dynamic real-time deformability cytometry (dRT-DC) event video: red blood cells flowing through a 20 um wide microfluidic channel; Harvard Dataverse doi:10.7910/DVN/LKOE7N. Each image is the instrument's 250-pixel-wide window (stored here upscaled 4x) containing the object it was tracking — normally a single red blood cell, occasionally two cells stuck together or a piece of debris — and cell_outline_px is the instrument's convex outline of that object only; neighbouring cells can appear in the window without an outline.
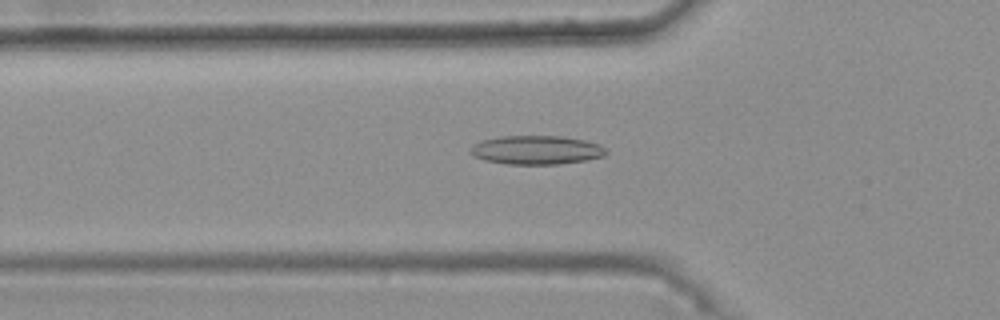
{"species": "common noctule bat (a hibernating species)", "species_latin": "Nyctalus noctula", "temperature_condition": "warm", "stored_images_in_passage": 41, "camera_frame_rate_fps": 3000, "um_per_image_px": 0.085, "animal": {"sex": "female", "body_mass_g": 25.1}, "frame": {"image": 1, "passage_image": 12, "time_ms": 3.667, "image_size_px": [1000, 320], "cell_outline_px": [[608, 152], [604, 156], [584, 160], [560, 164], [504, 164], [484, 160], [472, 156], [468, 152], [472, 144], [480, 140], [500, 136], [560, 136], [584, 140], [600, 144]], "centroid_in_image_um": [45.53, 12.75], "position_along_channel_um": 80.3, "area_um2": 23.0}}
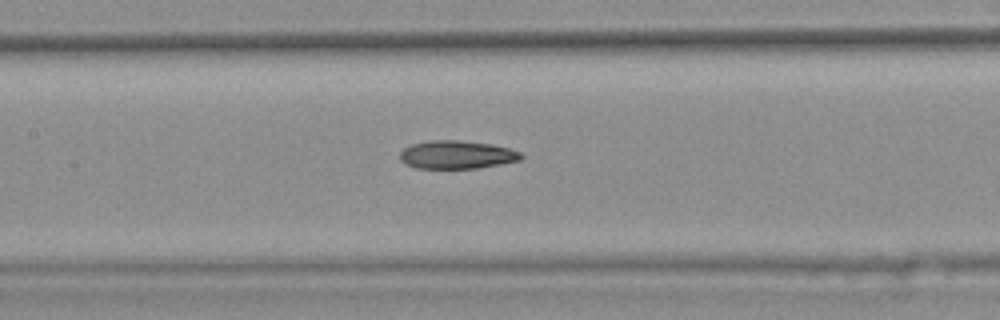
{"frame": {"image": 2, "passage_image": 19, "time_ms": 6.0, "image_size_px": [1000, 320], "cell_outline_px": [[524, 156], [520, 160], [480, 168], [416, 168], [404, 164], [400, 160], [400, 152], [404, 148], [412, 144], [432, 140], [456, 140], [492, 144], [508, 148], [520, 152]], "centroid_in_image_um": [38.81, 13.15], "position_along_channel_um": 168.6, "area_um2": 19.88}}
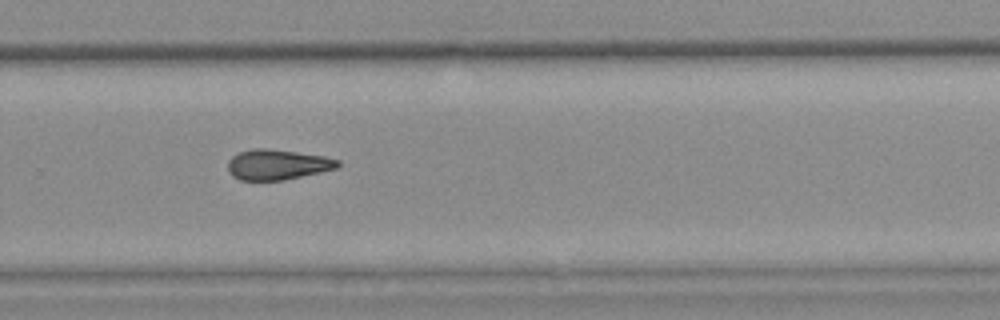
{"frame": {"image": 3, "passage_image": 30, "time_ms": 9.667, "image_size_px": [1000, 320], "cell_outline_px": [[340, 164], [336, 168], [320, 172], [284, 180], [240, 180], [232, 176], [228, 172], [228, 160], [236, 152], [256, 148], [268, 148], [324, 156], [340, 160]], "centroid_in_image_um": [23.54, 13.98], "position_along_channel_um": 306.3, "area_um2": 19.48}, "authors_computed_cell_mechanics": {"area_um2": 19.8832, "velocity_mm_per_s": 3.7673, "shape_relaxation_time_tau1_ms": null, "shape_relaxation_time_tau2_ms": 10.0889, "deformation_change_tau1": null, "deformation_change_tau2": 0.2196}}